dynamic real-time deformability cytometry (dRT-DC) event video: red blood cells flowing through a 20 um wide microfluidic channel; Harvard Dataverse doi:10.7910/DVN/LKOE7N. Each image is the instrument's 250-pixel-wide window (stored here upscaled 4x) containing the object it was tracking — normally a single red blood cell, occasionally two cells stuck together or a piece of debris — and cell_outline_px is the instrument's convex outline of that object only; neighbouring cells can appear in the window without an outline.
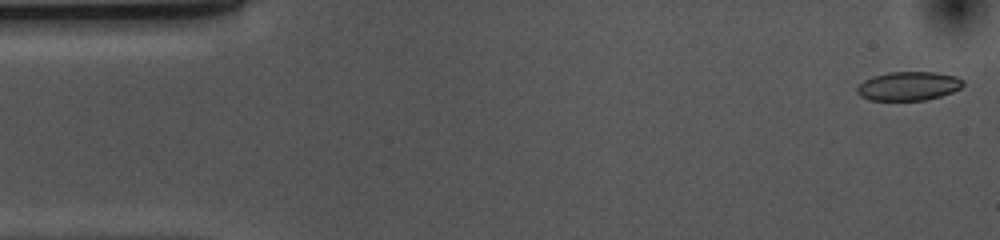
{"species": "common noctule bat (a hibernating species)", "species_latin": "Nyctalus noctula", "temperature_condition": "cold", "stored_images_in_passage": 52, "camera_frame_rate_fps": 3000, "um_per_image_px": 0.085, "animal": {"sex": "female", "body_mass_g": 10.0, "forearm_length_mm": 53.1}, "frame": {"image": 1, "passage_image": 1, "time_ms": 0.0, "image_size_px": [1000, 240], "cell_outline_px": [[964, 84], [960, 88], [952, 92], [940, 96], [924, 100], [868, 100], [860, 96], [856, 92], [856, 88], [864, 80], [872, 76], [888, 72], [936, 72], [956, 76], [964, 80]], "centroid_in_image_um": [77.21, 7.31], "position_along_channel_um": 7.8, "area_um2": 17.92}}
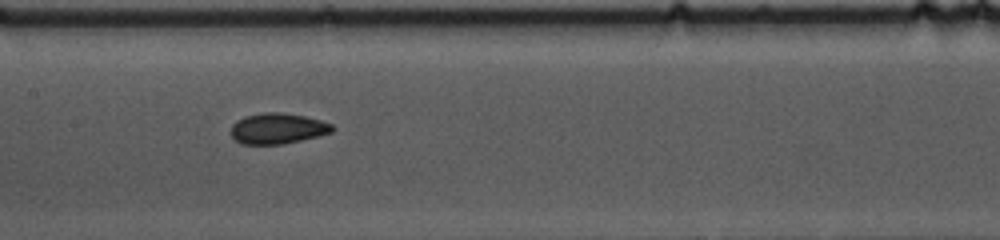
{"frame": {"image": 2, "passage_image": 24, "time_ms": 7.667, "image_size_px": [1000, 240], "cell_outline_px": [[336, 128], [332, 132], [284, 144], [240, 144], [232, 136], [232, 124], [236, 120], [244, 116], [264, 112], [280, 112], [304, 116], [320, 120], [332, 124]], "centroid_in_image_um": [23.59, 10.91], "position_along_channel_um": 183.8, "area_um2": 18.09}}
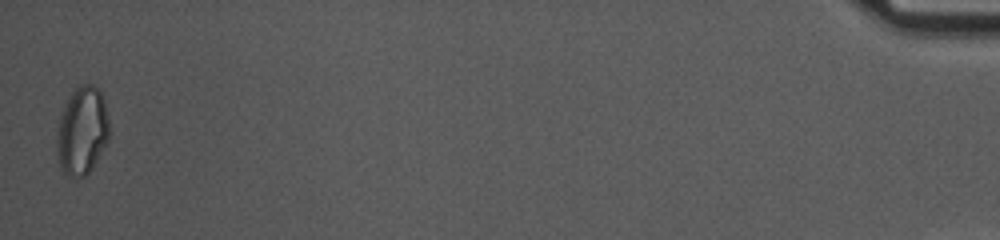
{"frame": {"image": 3, "passage_image": 52, "time_ms": 17.0, "image_size_px": [1000, 240], "cell_outline_px": [[108, 140], [92, 168], [84, 176], [68, 176], [60, 168], [56, 148], [56, 136], [60, 116], [64, 104], [72, 92], [80, 84], [92, 84], [100, 92], [104, 100], [108, 116]], "centroid_in_image_um": [6.96, 11.11], "position_along_channel_um": 428.2, "area_um2": 26.76}, "authors_computed_cell_mechanics": {"area_um2": 18.2648, "velocity_mm_per_s": 3.693, "shape_relaxation_time_tau1_ms": 5.8244, "shape_relaxation_time_tau2_ms": 2.1608, "deformation_change_tau1": 0.1143, "deformation_change_tau2": 0.0665}}